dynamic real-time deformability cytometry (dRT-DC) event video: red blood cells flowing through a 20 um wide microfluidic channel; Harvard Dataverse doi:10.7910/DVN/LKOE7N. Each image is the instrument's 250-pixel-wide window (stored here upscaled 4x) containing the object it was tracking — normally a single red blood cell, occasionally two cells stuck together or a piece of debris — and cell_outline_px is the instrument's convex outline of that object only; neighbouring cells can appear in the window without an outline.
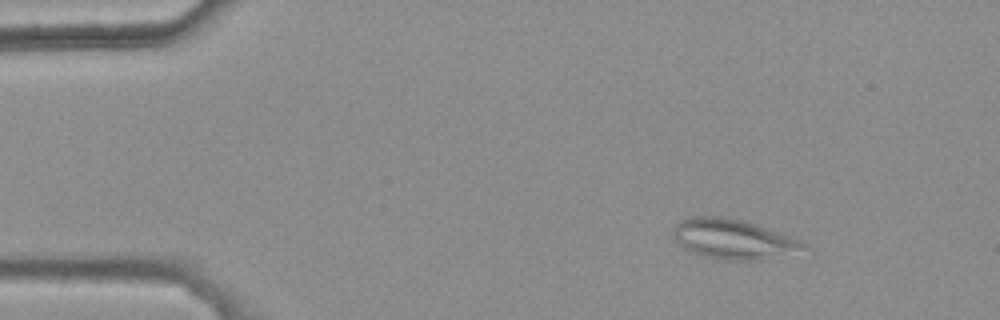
{"species": "common noctule bat (a hibernating species)", "species_latin": "Nyctalus noctula", "temperature_condition": "warm", "stored_images_in_passage": 39, "camera_frame_rate_fps": 3000, "um_per_image_px": 0.085, "animal": {"sex": "female", "body_mass_g": 25.1}, "frame": {"image": 1, "passage_image": 1, "time_ms": 0.0, "image_size_px": [1000, 320], "cell_outline_px": [[808, 248], [760, 260], [732, 260], [704, 256], [684, 248], [676, 240], [672, 232], [672, 228], [680, 220], [692, 216], [728, 216], [744, 220], [768, 228], [800, 240]], "centroid_in_image_um": [62.28, 20.29], "position_along_channel_um": 22.7, "area_um2": 29.94}}
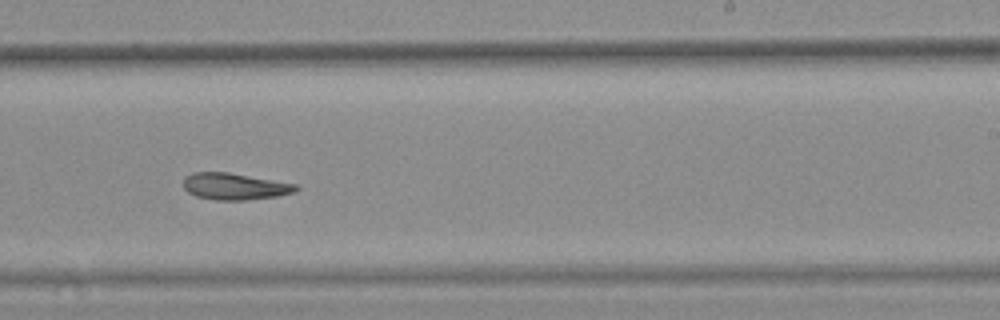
{"frame": {"image": 2, "passage_image": 27, "time_ms": 8.667, "image_size_px": [1000, 320], "cell_outline_px": [[300, 188], [292, 192], [276, 196], [244, 200], [216, 200], [196, 196], [188, 192], [184, 188], [184, 176], [192, 172], [228, 172], [296, 184]], "centroid_in_image_um": [19.91, 15.84], "position_along_channel_um": 269.1, "area_um2": 17.34}}
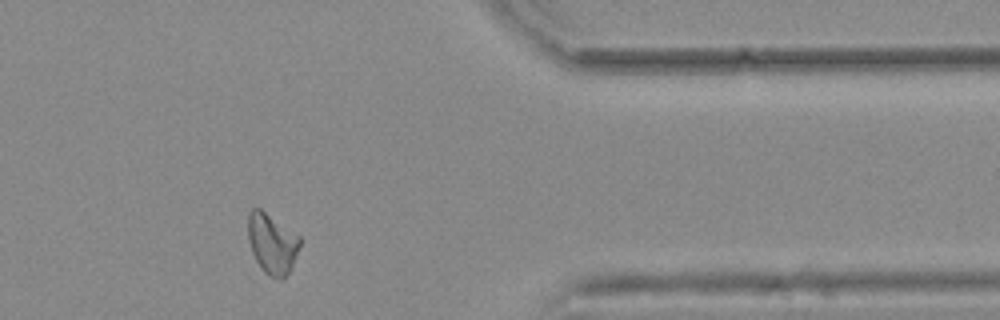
{"frame": {"image": 3, "passage_image": 38, "time_ms": 12.333, "image_size_px": [1000, 320], "cell_outline_px": [[300, 244], [292, 268], [280, 280], [268, 276], [264, 272], [256, 260], [252, 252], [248, 240], [248, 212], [252, 208], [260, 208], [300, 236]], "centroid_in_image_um": [23.12, 20.7], "position_along_channel_um": 388.3, "area_um2": 18.21}}